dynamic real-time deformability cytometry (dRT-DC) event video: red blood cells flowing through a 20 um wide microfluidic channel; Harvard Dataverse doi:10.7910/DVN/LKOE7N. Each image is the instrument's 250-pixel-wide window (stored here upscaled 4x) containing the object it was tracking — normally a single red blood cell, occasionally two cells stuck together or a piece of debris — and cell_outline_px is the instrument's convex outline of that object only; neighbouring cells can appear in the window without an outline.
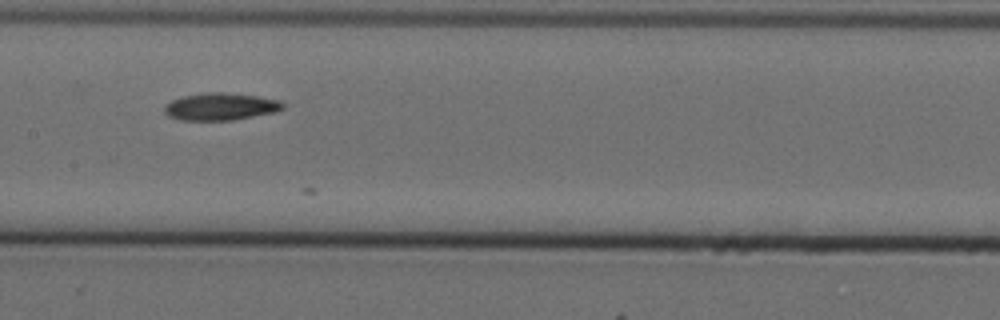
{"species": "Egyptian fruit bat (a non-hibernating species)", "species_latin": "Rousettus aegyptiacus", "temperature_condition": "cold", "stored_images_in_passage": 7, "camera_frame_rate_fps": 3000, "um_per_image_px": 0.085, "animal": {"sex": "female"}, "frame": {"image": 1, "passage_image": 5, "time_ms": 1.333, "image_size_px": [1000, 320], "cell_outline_px": [[284, 108], [276, 112], [232, 120], [180, 120], [168, 116], [164, 112], [164, 104], [180, 96], [208, 92], [224, 92], [256, 96], [280, 100], [284, 104]], "centroid_in_image_um": [18.72, 9.06], "position_along_channel_um": 188.7, "area_um2": 18.96}}